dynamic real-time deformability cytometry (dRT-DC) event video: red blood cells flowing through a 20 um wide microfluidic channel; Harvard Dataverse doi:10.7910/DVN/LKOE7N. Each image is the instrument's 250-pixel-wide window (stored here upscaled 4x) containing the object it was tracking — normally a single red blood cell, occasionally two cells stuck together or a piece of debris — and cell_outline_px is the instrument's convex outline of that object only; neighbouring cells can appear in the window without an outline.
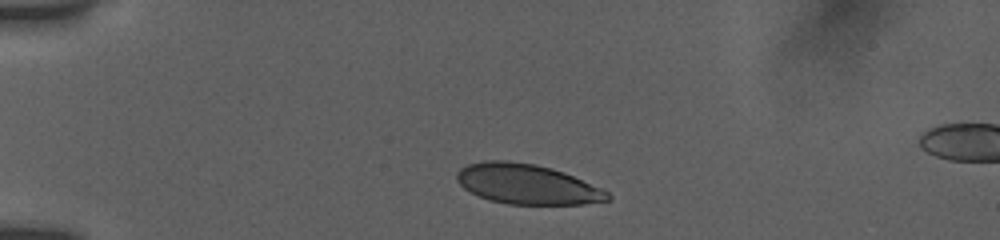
{"species": "human", "species_latin": "Homo sapiens", "temperature_condition": "room temperature", "stored_images_in_passage": 38, "camera_frame_rate_fps": 3000, "um_per_image_px": 0.085, "donor": {"sex": "female"}, "frame": {"image": 1, "passage_image": 1, "time_ms": 0.0, "image_size_px": [1000, 240], "cell_outline_px": [[612, 200], [584, 204], [508, 204], [488, 200], [464, 188], [456, 180], [456, 172], [460, 168], [468, 164], [484, 160], [504, 160], [536, 164], [552, 168], [564, 172], [600, 188], [608, 192], [612, 196]], "centroid_in_image_um": [44.79, 15.65], "position_along_channel_um": 40.2, "area_um2": 35.2}}
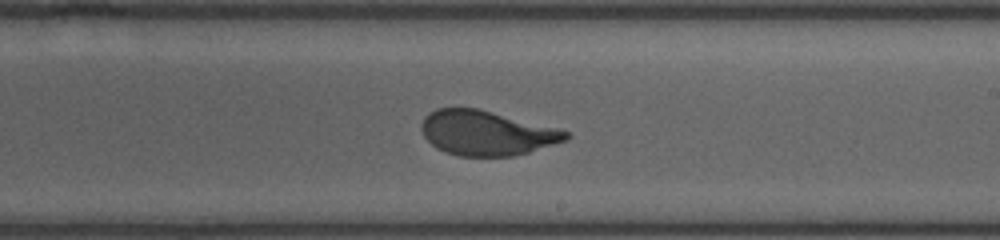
{"frame": {"image": 2, "passage_image": 22, "time_ms": 6.667, "image_size_px": [1000, 240], "cell_outline_px": [[572, 136], [568, 140], [528, 152], [512, 156], [460, 156], [444, 152], [436, 148], [424, 136], [420, 128], [420, 124], [424, 116], [428, 112], [436, 108], [476, 108], [556, 128], [568, 132]], "centroid_in_image_um": [41.32, 11.31], "position_along_channel_um": 247.7, "area_um2": 37.51}}
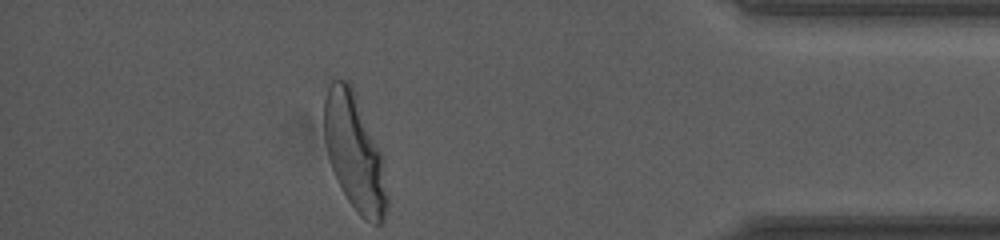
{"frame": {"image": 3, "passage_image": 38, "time_ms": 11.667, "image_size_px": [1000, 240], "cell_outline_px": [[388, 204], [384, 220], [380, 224], [372, 224], [364, 220], [356, 212], [348, 200], [332, 168], [328, 156], [324, 140], [324, 100], [328, 88], [332, 80], [348, 80], [352, 84], [380, 152], [388, 200]], "centroid_in_image_um": [30.12, 12.96], "position_along_channel_um": 405.1, "area_um2": 42.14}, "authors_computed_cell_mechanics": {"area_um2": 38.6104, "velocity_mm_per_s": 3.8435, "shape_relaxation_time_tau1_ms": 3.4889, "shape_relaxation_time_tau2_ms": null, "deformation_change_tau1": 0.1761, "deformation_change_tau2": null}}